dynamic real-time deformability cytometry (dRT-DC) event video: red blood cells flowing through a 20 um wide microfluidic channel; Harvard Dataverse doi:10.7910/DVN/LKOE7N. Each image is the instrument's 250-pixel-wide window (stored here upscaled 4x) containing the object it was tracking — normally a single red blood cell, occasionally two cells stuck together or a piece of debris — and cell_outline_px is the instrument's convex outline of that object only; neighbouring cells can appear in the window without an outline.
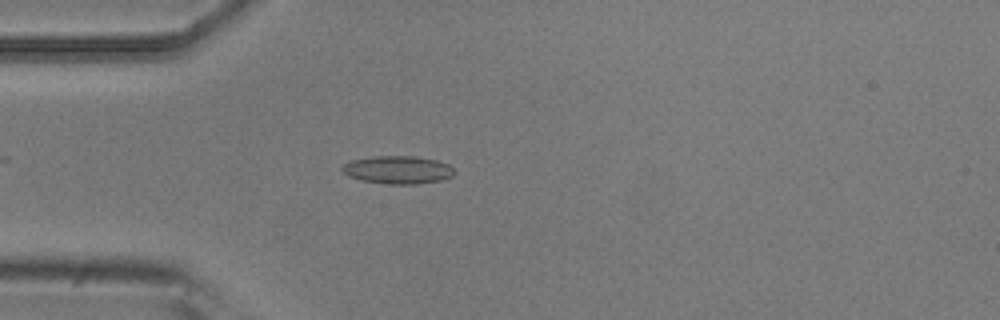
{"species": "common noctule bat (a hibernating species)", "species_latin": "Nyctalus noctula", "temperature_condition": "room temperature", "stored_images_in_passage": 4, "camera_frame_rate_fps": 3000, "um_per_image_px": 0.085, "animal": {"sex": "male", "body_mass_g": 20.5, "forearm_length_mm": 52.5}, "frame": {"image": 1, "passage_image": 4, "time_ms": 4.333, "image_size_px": [1000, 320], "cell_outline_px": [[456, 172], [452, 176], [440, 180], [416, 184], [392, 184], [364, 180], [348, 176], [340, 168], [344, 164], [352, 160], [372, 156], [412, 156], [436, 160], [448, 164]], "centroid_in_image_um": [33.82, 14.43], "position_along_channel_um": 51.2, "area_um2": 18.03}}